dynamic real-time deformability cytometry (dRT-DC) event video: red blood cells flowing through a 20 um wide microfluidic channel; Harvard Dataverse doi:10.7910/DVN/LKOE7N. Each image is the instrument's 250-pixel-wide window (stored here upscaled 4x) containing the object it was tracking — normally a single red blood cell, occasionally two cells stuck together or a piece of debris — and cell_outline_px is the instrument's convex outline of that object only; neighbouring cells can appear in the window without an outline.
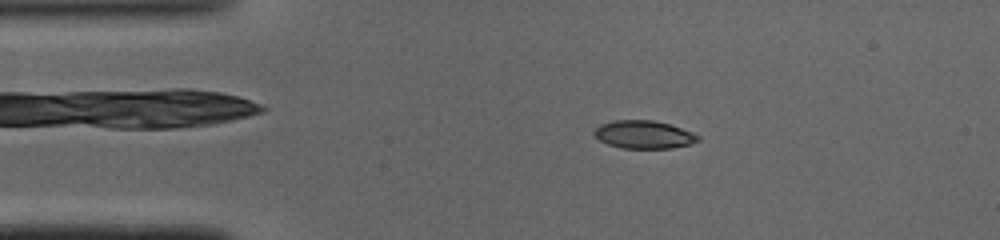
{"species": "common noctule bat (a hibernating species)", "species_latin": "Nyctalus noctula", "temperature_condition": "cold", "stored_images_in_passage": 47, "camera_frame_rate_fps": 3000, "um_per_image_px": 0.085, "animal": {"sex": "male", "body_mass_g": 19.0, "forearm_length_mm": 50.8}, "frame": {"image": 1, "passage_image": 7, "time_ms": 2.0, "image_size_px": [1000, 240], "cell_outline_px": [[700, 140], [692, 144], [672, 148], [620, 148], [608, 144], [600, 140], [592, 132], [600, 124], [616, 120], [652, 120], [668, 124], [692, 132], [700, 136]], "centroid_in_image_um": [54.73, 11.44], "position_along_channel_um": 30.3, "area_um2": 16.88}}
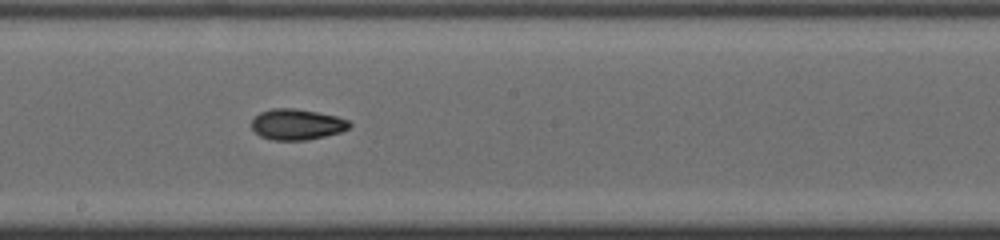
{"frame": {"image": 2, "passage_image": 24, "time_ms": 7.667, "image_size_px": [1000, 240], "cell_outline_px": [[352, 124], [348, 128], [340, 132], [324, 136], [304, 140], [272, 140], [260, 136], [252, 128], [252, 120], [260, 112], [272, 108], [292, 108], [316, 112], [336, 116], [348, 120]], "centroid_in_image_um": [25.22, 10.57], "position_along_channel_um": 223.0, "area_um2": 17.4}}
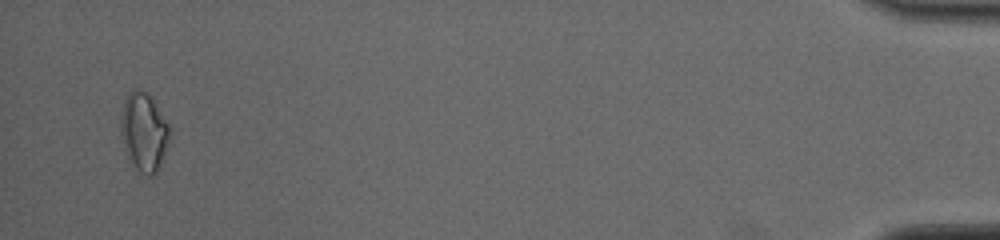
{"frame": {"image": 3, "passage_image": 45, "time_ms": 14.667, "image_size_px": [1000, 240], "cell_outline_px": [[168, 144], [160, 164], [156, 172], [152, 176], [148, 176], [140, 172], [136, 168], [128, 156], [124, 148], [120, 132], [120, 112], [124, 100], [128, 92], [136, 88], [148, 92], [168, 124]], "centroid_in_image_um": [12.19, 11.18], "position_along_channel_um": 423.0, "area_um2": 22.2}, "authors_computed_cell_mechanics": {"area_um2": 17.2244, "velocity_mm_per_s": 4.1167, "shape_relaxation_time_tau1_ms": 4.1044, "shape_relaxation_time_tau2_ms": 1.5969, "deformation_change_tau1": 0.1616, "deformation_change_tau2": 0.0666}}